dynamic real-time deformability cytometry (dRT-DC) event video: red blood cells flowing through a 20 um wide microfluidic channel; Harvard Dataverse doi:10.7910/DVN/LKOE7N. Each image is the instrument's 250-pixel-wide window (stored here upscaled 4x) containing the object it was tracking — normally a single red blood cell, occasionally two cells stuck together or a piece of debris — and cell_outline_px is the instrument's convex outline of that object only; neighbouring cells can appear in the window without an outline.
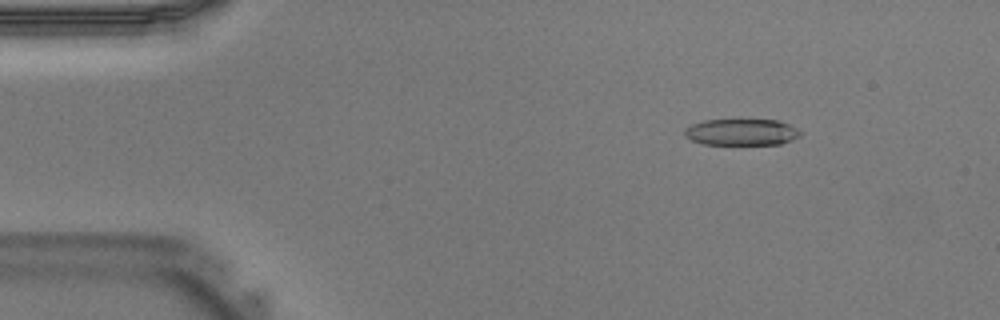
{"species": "Egyptian fruit bat (a non-hibernating species)", "species_latin": "Rousettus aegyptiacus", "temperature_condition": "warm", "stored_images_in_passage": 40, "camera_frame_rate_fps": 3000, "um_per_image_px": 0.085, "animal": {"sex": "male"}, "frame": {"image": 1, "passage_image": 5, "time_ms": 1.333, "image_size_px": [1000, 320], "cell_outline_px": [[800, 136], [792, 140], [780, 144], [704, 144], [692, 140], [684, 136], [684, 128], [692, 124], [704, 120], [776, 120], [788, 124], [796, 128], [800, 132]], "centroid_in_image_um": [63.0, 11.23], "position_along_channel_um": 22.0, "area_um2": 17.74}}
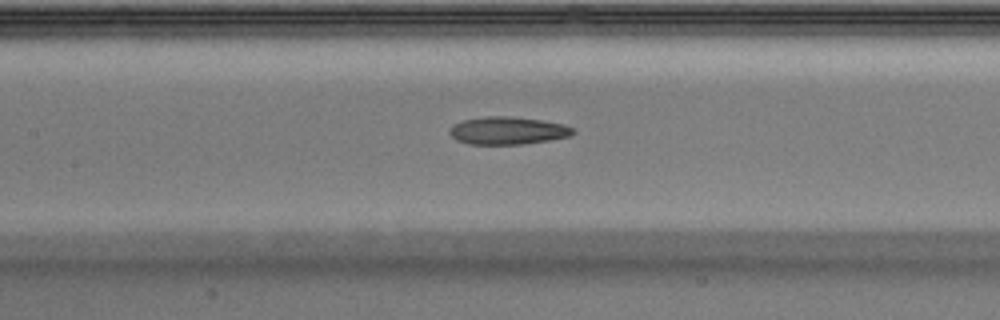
{"frame": {"image": 2, "passage_image": 18, "time_ms": 5.667, "image_size_px": [1000, 320], "cell_outline_px": [[576, 132], [568, 136], [548, 140], [524, 144], [468, 144], [456, 140], [448, 132], [456, 124], [464, 120], [484, 116], [508, 116], [540, 120], [564, 124], [572, 128]], "centroid_in_image_um": [43.15, 11.1], "position_along_channel_um": 164.2, "area_um2": 19.65}}
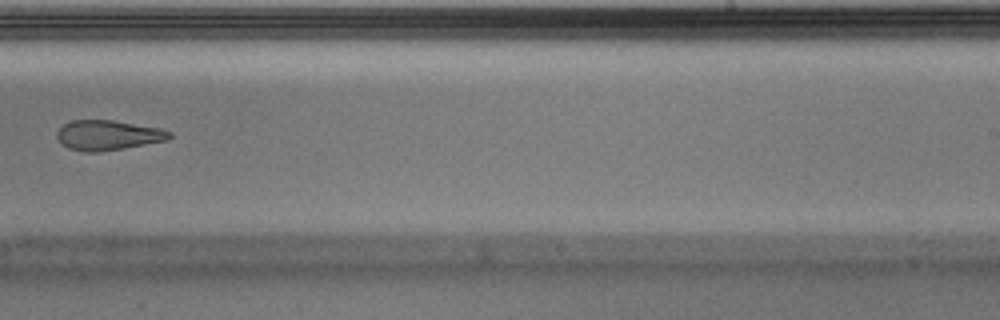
{"frame": {"image": 3, "passage_image": 25, "time_ms": 8.0, "image_size_px": [1000, 320], "cell_outline_px": [[172, 136], [168, 140], [124, 148], [100, 152], [84, 152], [68, 148], [56, 136], [56, 132], [64, 124], [72, 120], [112, 120], [160, 128], [172, 132]], "centroid_in_image_um": [9.19, 11.49], "position_along_channel_um": 279.8, "area_um2": 19.59}}